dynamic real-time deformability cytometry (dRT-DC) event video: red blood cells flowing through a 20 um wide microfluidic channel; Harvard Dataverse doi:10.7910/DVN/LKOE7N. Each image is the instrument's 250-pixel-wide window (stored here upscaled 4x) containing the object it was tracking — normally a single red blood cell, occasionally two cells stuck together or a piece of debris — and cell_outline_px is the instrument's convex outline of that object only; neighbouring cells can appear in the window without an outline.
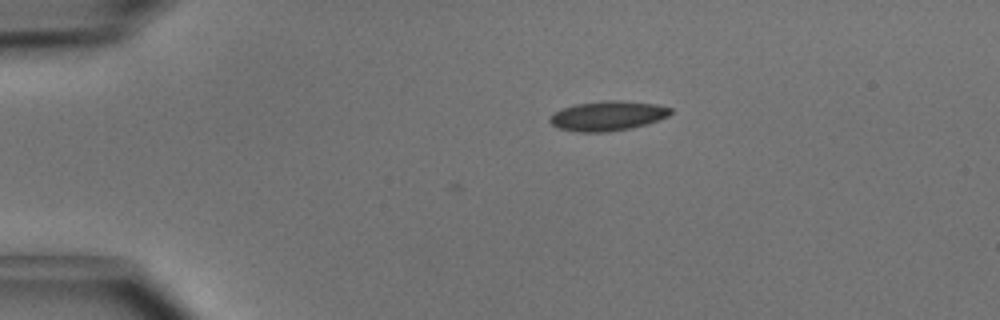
{"species": "common noctule bat (a hibernating species)", "species_latin": "Nyctalus noctula", "temperature_condition": "cold", "stored_images_in_passage": 8, "camera_frame_rate_fps": 3000, "um_per_image_px": 0.085, "animal": {"sex": "male", "body_mass_g": 15.6}, "frame": {"image": 1, "passage_image": 8, "time_ms": 2.333, "image_size_px": [1000, 320], "cell_outline_px": [[672, 112], [668, 116], [644, 124], [628, 128], [608, 132], [576, 132], [556, 128], [548, 120], [548, 116], [564, 108], [576, 104], [608, 100], [620, 100], [656, 104], [672, 108]], "centroid_in_image_um": [51.61, 9.85], "position_along_channel_um": 33.4, "area_um2": 20.75}}